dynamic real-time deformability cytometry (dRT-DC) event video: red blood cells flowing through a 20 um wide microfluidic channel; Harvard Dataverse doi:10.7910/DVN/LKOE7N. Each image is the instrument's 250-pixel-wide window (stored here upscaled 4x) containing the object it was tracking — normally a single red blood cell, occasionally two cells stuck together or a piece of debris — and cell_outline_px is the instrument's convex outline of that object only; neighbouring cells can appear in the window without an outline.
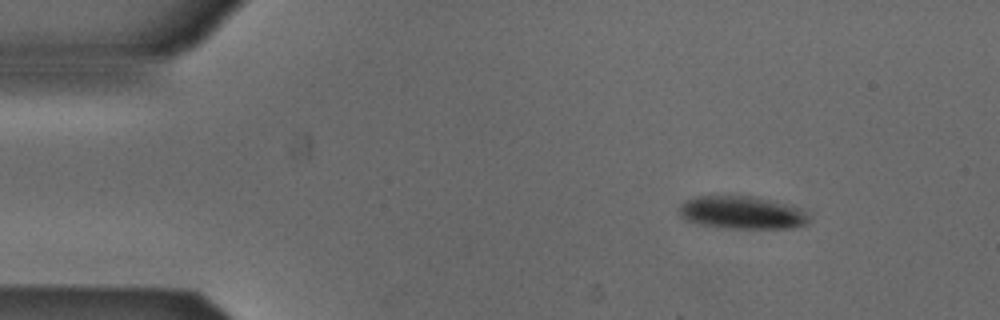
{"species": "Egyptian fruit bat (a non-hibernating species)", "species_latin": "Rousettus aegyptiacus", "temperature_condition": "cold", "stored_images_in_passage": 4, "camera_frame_rate_fps": 3000, "um_per_image_px": 0.085, "animal": {"sex": "male"}, "frame": {"image": 1, "passage_image": 1, "time_ms": 0.0, "image_size_px": [1000, 320], "cell_outline_px": [[812, 220], [808, 224], [792, 228], [728, 228], [704, 224], [688, 220], [680, 216], [680, 204], [684, 200], [696, 196], [756, 196], [800, 208]], "centroid_in_image_um": [63.1, 18.06], "position_along_channel_um": 21.9, "area_um2": 24.68}}
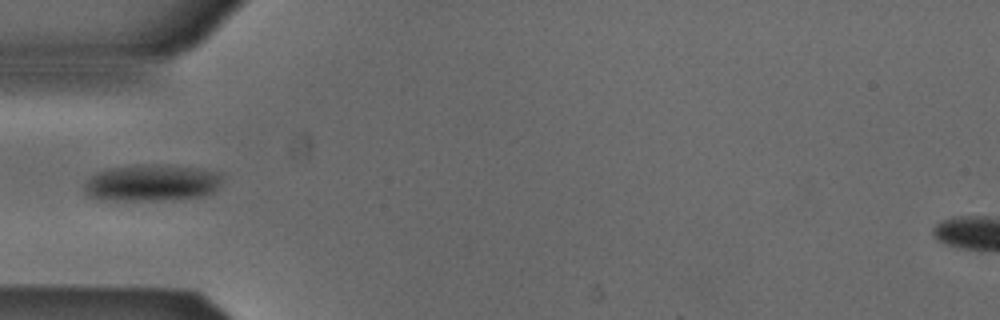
{"frame": {"image": 2, "passage_image": 4, "time_ms": 1.0, "image_size_px": [1000, 320], "cell_outline_px": [[224, 176], [220, 184], [212, 192], [204, 196], [184, 200], [96, 200], [88, 196], [84, 192], [84, 184], [88, 176], [96, 172], [108, 168], [136, 164], [148, 164], [200, 168], [224, 172]], "centroid_in_image_um": [12.9, 15.55], "position_along_channel_um": 72.1, "area_um2": 30.46}}